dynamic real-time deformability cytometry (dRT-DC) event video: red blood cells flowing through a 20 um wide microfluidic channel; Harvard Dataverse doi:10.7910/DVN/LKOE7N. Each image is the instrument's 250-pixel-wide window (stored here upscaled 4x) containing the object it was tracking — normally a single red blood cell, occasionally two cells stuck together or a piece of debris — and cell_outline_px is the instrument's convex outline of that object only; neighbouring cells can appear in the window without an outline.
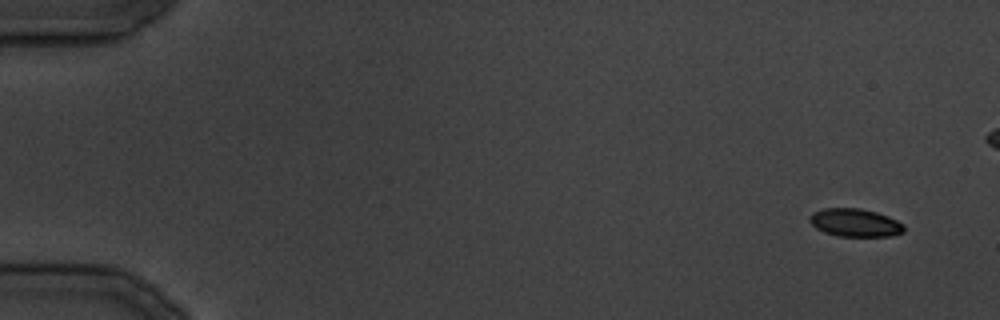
{"species": "common noctule bat (a hibernating species)", "species_latin": "Nyctalus noctula", "temperature_condition": "cold", "stored_images_in_passage": 7, "camera_frame_rate_fps": 3000, "um_per_image_px": 0.085, "animal": {"sex": "male", "body_mass_g": 19.5, "forearm_length_mm": 54.6}, "frame": {"image": 1, "passage_image": 1, "time_ms": 0.0, "image_size_px": [1000, 320], "cell_outline_px": [[904, 232], [892, 236], [836, 236], [824, 232], [816, 228], [808, 220], [808, 216], [812, 212], [824, 208], [860, 208], [876, 212], [888, 216], [904, 224]], "centroid_in_image_um": [72.66, 18.92], "position_along_channel_um": 12.3, "area_um2": 15.55}}